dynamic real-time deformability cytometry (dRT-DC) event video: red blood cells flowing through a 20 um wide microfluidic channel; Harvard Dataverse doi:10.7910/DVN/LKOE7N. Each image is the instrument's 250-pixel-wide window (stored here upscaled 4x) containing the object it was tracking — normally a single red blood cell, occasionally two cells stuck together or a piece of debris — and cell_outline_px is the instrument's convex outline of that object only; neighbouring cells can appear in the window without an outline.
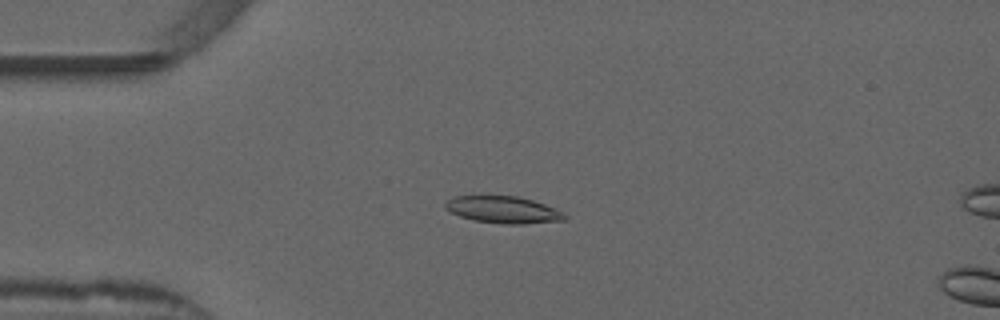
{"species": "common noctule bat (a hibernating species)", "species_latin": "Nyctalus noctula", "temperature_condition": "warm", "stored_images_in_passage": 44, "camera_frame_rate_fps": 3000, "um_per_image_px": 0.085, "animal": {"sex": "male", "forearm_length_mm": 52.5}, "frame": {"image": 1, "passage_image": 4, "time_ms": 1.0, "image_size_px": [1000, 320], "cell_outline_px": [[568, 216], [564, 220], [524, 224], [504, 224], [472, 220], [460, 216], [444, 208], [444, 204], [452, 196], [516, 196], [532, 200], [556, 208], [564, 212]], "centroid_in_image_um": [42.78, 17.83], "position_along_channel_um": 42.2, "area_um2": 18.79}}
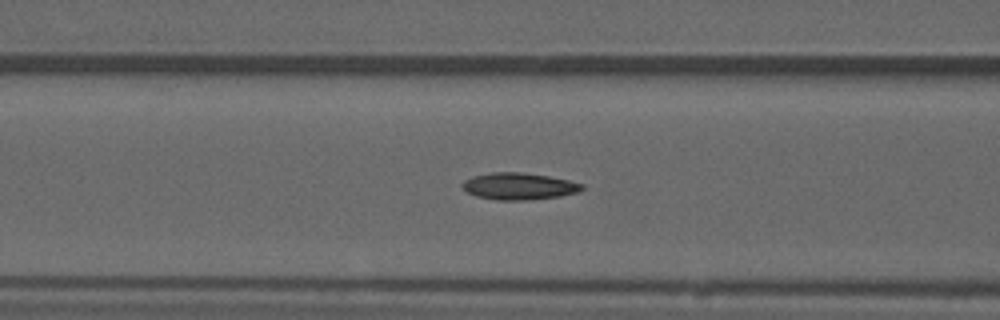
{"frame": {"image": 2, "passage_image": 12, "time_ms": 3.667, "image_size_px": [1000, 320], "cell_outline_px": [[584, 188], [580, 192], [560, 196], [532, 200], [496, 200], [476, 196], [468, 192], [460, 184], [464, 180], [472, 176], [492, 172], [520, 172], [548, 176], [568, 180], [584, 184]], "centroid_in_image_um": [44.12, 15.83], "position_along_channel_um": 122.5, "area_um2": 18.84}}
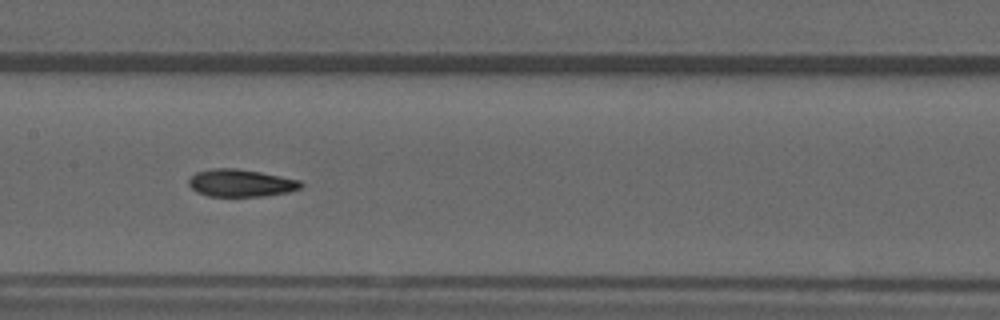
{"frame": {"image": 3, "passage_image": 17, "time_ms": 5.333, "image_size_px": [1000, 320], "cell_outline_px": [[304, 184], [300, 188], [288, 192], [264, 196], [208, 196], [196, 192], [188, 184], [188, 180], [196, 172], [216, 168], [236, 168], [260, 172], [300, 180]], "centroid_in_image_um": [20.47, 15.56], "position_along_channel_um": 186.9, "area_um2": 17.86}, "authors_computed_cell_mechanics": {"area_um2": 17.918, "velocity_mm_per_s": 3.8591, "shape_relaxation_time_tau1_ms": null, "shape_relaxation_time_tau2_ms": 2.5575, "deformation_change_tau1": null, "deformation_change_tau2": 0.0939}}